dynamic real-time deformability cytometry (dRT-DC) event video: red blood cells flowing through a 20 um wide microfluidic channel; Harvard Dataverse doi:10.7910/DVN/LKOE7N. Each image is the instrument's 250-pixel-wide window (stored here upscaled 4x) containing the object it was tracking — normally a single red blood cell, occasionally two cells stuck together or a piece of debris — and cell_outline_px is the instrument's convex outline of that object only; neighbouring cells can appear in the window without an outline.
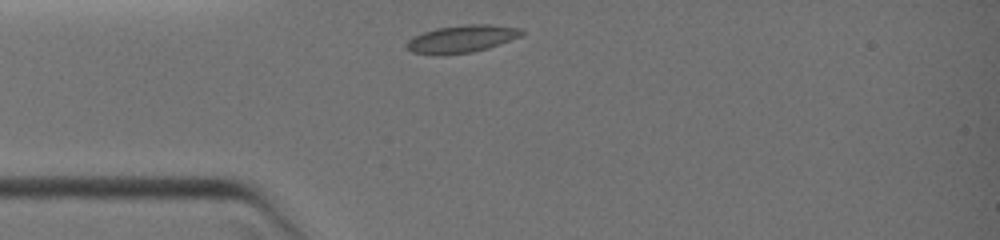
{"species": "common noctule bat (a hibernating species)", "species_latin": "Nyctalus noctula", "temperature_condition": "warm", "stored_images_in_passage": 27, "camera_frame_rate_fps": 3000, "um_per_image_px": 0.085, "animal": {"sex": "female", "body_mass_g": 19.0, "forearm_length_mm": 51.5}, "frame": {"image": 1, "passage_image": 1, "time_ms": 0.0, "image_size_px": [1000, 240], "cell_outline_px": [[524, 32], [520, 36], [488, 48], [472, 52], [440, 56], [432, 56], [412, 52], [404, 44], [412, 36], [436, 28], [468, 24], [492, 24], [520, 28]], "centroid_in_image_um": [39.19, 3.32], "position_along_channel_um": 45.8, "area_um2": 18.61}}
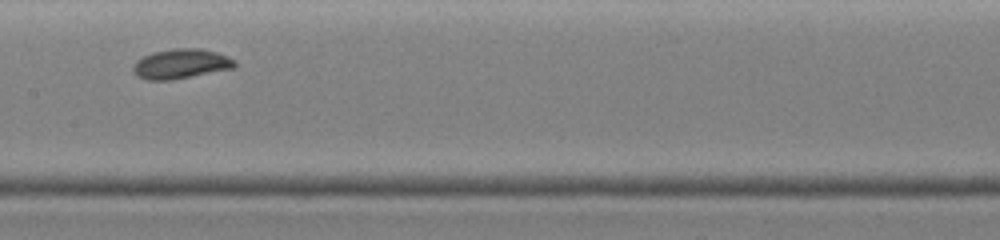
{"frame": {"image": 2, "passage_image": 14, "time_ms": 3.333, "image_size_px": [1000, 240], "cell_outline_px": [[236, 68], [172, 80], [148, 80], [136, 76], [132, 72], [132, 64], [136, 60], [152, 52], [176, 48], [200, 48], [216, 52], [228, 56], [236, 60]], "centroid_in_image_um": [15.37, 5.43], "position_along_channel_um": 192.0, "area_um2": 17.92}}
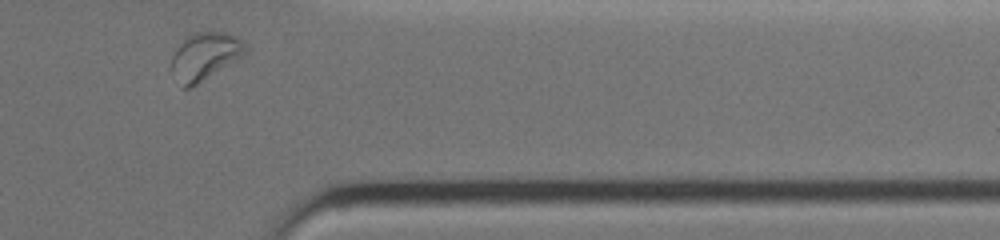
{"frame": {"image": 3, "passage_image": 27, "time_ms": 7.667, "image_size_px": [1000, 240], "cell_outline_px": [[248, 52], [244, 56], [192, 88], [180, 88], [172, 68], [172, 56], [176, 48], [192, 32], [212, 28], [228, 32], [244, 40], [248, 48]], "centroid_in_image_um": [17.48, 4.73], "position_along_channel_um": 393.9, "area_um2": 21.39}}